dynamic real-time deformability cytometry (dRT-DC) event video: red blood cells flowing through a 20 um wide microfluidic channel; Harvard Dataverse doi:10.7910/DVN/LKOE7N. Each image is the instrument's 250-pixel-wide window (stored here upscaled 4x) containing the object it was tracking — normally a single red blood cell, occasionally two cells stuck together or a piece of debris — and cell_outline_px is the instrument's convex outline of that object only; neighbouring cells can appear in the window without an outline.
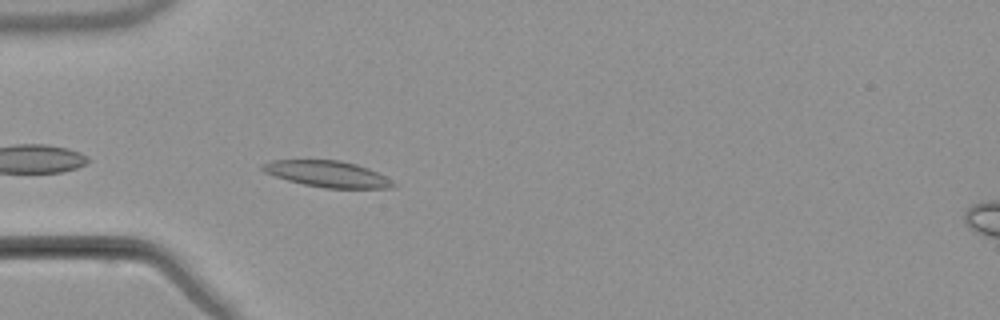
{"species": "common noctule bat (a hibernating species)", "species_latin": "Nyctalus noctula", "temperature_condition": "warm", "stored_images_in_passage": 6, "camera_frame_rate_fps": 3000, "um_per_image_px": 0.085, "animal": {"sex": "male", "body_mass_g": 21.5, "forearm_length_mm": 52.0}, "frame": {"image": 1, "passage_image": 5, "time_ms": 5.667, "image_size_px": [1000, 320], "cell_outline_px": [[396, 188], [324, 188], [304, 184], [288, 180], [264, 172], [260, 168], [260, 164], [272, 160], [340, 160], [356, 164], [368, 168], [392, 180], [396, 184]], "centroid_in_image_um": [27.83, 14.78], "position_along_channel_um": 57.2, "area_um2": 19.94}}